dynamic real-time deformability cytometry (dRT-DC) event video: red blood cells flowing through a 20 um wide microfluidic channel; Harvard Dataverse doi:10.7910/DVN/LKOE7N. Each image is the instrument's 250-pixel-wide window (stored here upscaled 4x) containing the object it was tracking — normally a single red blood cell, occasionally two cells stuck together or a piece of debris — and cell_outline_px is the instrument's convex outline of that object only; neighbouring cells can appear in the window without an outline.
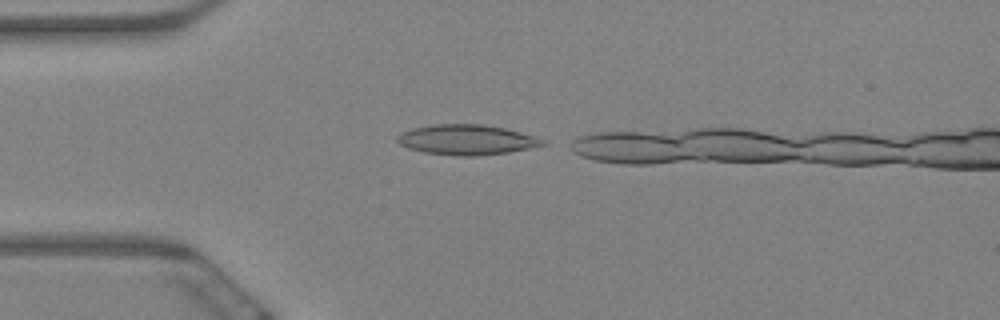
{"species": "Egyptian fruit bat (a non-hibernating species)", "species_latin": "Rousettus aegyptiacus", "temperature_condition": "warm", "stored_images_in_passage": 7, "camera_frame_rate_fps": 3000, "um_per_image_px": 0.085, "animal": {"sex": "female"}, "frame": {"image": 1, "passage_image": 1, "time_ms": 0.0, "image_size_px": [1000, 320], "cell_outline_px": [[548, 144], [508, 152], [476, 156], [460, 156], [424, 152], [408, 148], [400, 144], [396, 140], [396, 136], [400, 132], [412, 128], [436, 124], [480, 124], [504, 128], [536, 136], [544, 140]], "centroid_in_image_um": [39.64, 11.87], "position_along_channel_um": 45.4, "area_um2": 25.49}}